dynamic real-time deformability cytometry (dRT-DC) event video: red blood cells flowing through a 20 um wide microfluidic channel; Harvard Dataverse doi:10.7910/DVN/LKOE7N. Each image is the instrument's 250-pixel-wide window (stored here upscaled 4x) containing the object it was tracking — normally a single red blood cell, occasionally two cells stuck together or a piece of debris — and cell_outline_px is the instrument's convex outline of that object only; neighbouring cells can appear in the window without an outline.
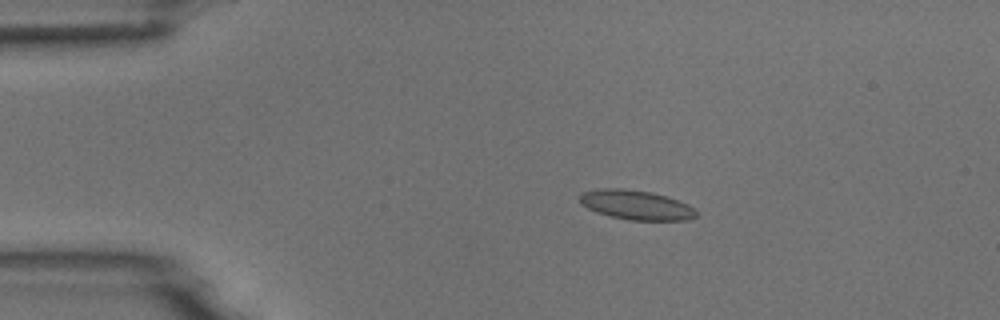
{"species": "common noctule bat (a hibernating species)", "species_latin": "Nyctalus noctula", "temperature_condition": "room temperature", "stored_images_in_passage": 6, "camera_frame_rate_fps": 3000, "um_per_image_px": 0.085, "animal": {"sex": "male", "body_mass_g": 18.8}, "frame": {"image": 1, "passage_image": 4, "time_ms": 3.333, "image_size_px": [1000, 320], "cell_outline_px": [[696, 216], [688, 220], [628, 220], [596, 212], [580, 204], [580, 196], [584, 192], [600, 188], [620, 188], [652, 192], [688, 204], [696, 208]], "centroid_in_image_um": [54.07, 17.42], "position_along_channel_um": 30.9, "area_um2": 19.88}}